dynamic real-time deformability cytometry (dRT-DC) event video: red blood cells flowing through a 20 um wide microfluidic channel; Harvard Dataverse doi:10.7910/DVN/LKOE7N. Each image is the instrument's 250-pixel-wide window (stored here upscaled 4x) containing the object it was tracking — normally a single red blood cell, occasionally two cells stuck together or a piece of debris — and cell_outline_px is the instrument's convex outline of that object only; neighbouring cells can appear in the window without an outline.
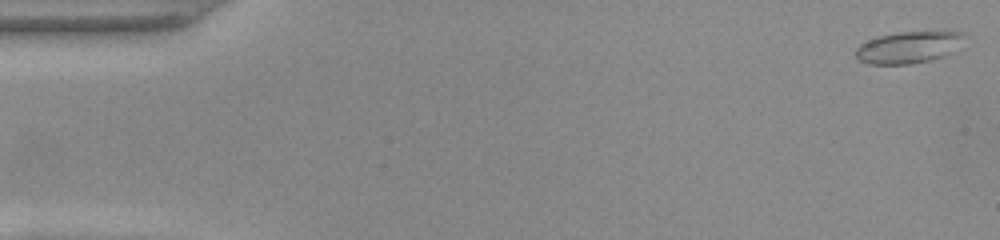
{"species": "common noctule bat (a hibernating species)", "species_latin": "Nyctalus noctula", "temperature_condition": "warm", "stored_images_in_passage": 12, "segment_of_instrument_passage": [1, 2], "camera_frame_rate_fps": 3000, "um_per_image_px": 0.085, "animal": {"sex": "female", "body_mass_g": 22.0, "forearm_length_mm": 56.7}, "frame": {"image": 1, "passage_image": 1, "time_ms": 0.0, "image_size_px": [1000, 240], "cell_outline_px": [[960, 36], [948, 52], [944, 56], [932, 60], [908, 64], [868, 64], [856, 60], [856, 48], [860, 44], [876, 36], [896, 32], [960, 32]], "centroid_in_image_um": [77.01, 4.04], "position_along_channel_um": 8.0, "area_um2": 19.36}}